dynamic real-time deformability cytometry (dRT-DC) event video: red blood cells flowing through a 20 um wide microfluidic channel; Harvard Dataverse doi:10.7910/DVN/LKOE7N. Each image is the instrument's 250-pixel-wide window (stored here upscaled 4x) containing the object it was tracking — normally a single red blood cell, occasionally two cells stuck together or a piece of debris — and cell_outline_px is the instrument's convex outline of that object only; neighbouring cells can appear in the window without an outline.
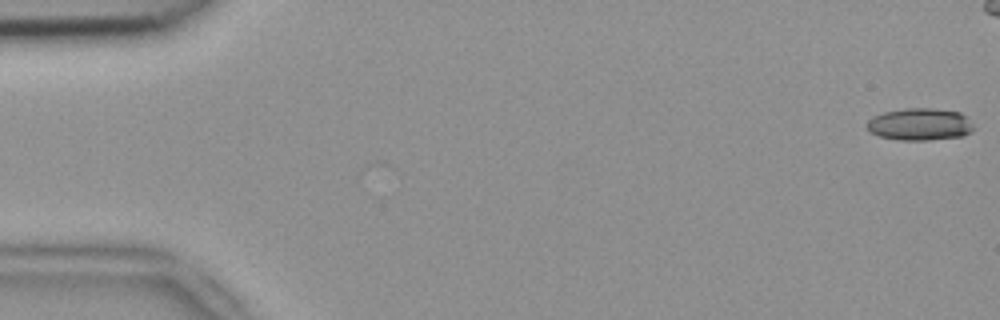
{"species": "common noctule bat (a hibernating species)", "species_latin": "Nyctalus noctula", "temperature_condition": "room temperature", "stored_images_in_passage": 45, "camera_frame_rate_fps": 3000, "um_per_image_px": 0.085, "animal": {"sex": "female", "body_mass_g": 18.4}, "frame": {"image": 1, "passage_image": 1, "time_ms": 0.0, "image_size_px": [1000, 320], "cell_outline_px": [[976, 128], [972, 132], [964, 136], [928, 140], [896, 140], [880, 136], [872, 132], [864, 124], [872, 116], [884, 112], [904, 108], [932, 108], [960, 112]], "centroid_in_image_um": [78.18, 10.57], "position_along_channel_um": 6.8, "area_um2": 20.17}}
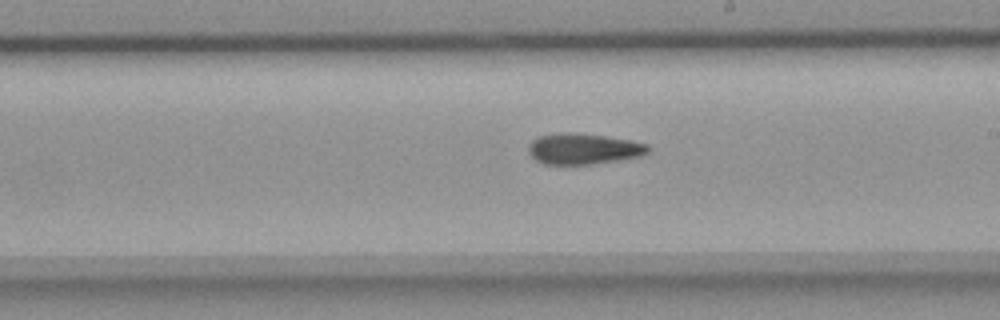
{"frame": {"image": 2, "passage_image": 30, "time_ms": 9.667, "image_size_px": [1000, 320], "cell_outline_px": [[652, 148], [648, 152], [640, 156], [620, 160], [592, 164], [544, 164], [536, 160], [528, 152], [528, 144], [536, 136], [560, 132], [572, 132], [604, 136], [628, 140], [648, 144]], "centroid_in_image_um": [49.57, 12.64], "position_along_channel_um": 239.4, "area_um2": 21.68}}
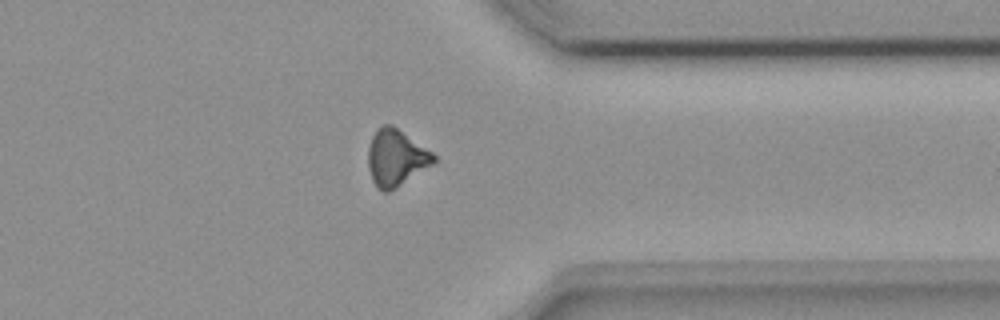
{"frame": {"image": 3, "passage_image": 41, "time_ms": 13.333, "image_size_px": [1000, 320], "cell_outline_px": [[436, 160], [432, 164], [396, 188], [388, 192], [384, 192], [376, 188], [372, 180], [368, 168], [368, 148], [372, 136], [376, 128], [384, 124], [392, 124], [432, 152], [436, 156]], "centroid_in_image_um": [33.62, 13.41], "position_along_channel_um": 377.8, "area_um2": 21.62}}